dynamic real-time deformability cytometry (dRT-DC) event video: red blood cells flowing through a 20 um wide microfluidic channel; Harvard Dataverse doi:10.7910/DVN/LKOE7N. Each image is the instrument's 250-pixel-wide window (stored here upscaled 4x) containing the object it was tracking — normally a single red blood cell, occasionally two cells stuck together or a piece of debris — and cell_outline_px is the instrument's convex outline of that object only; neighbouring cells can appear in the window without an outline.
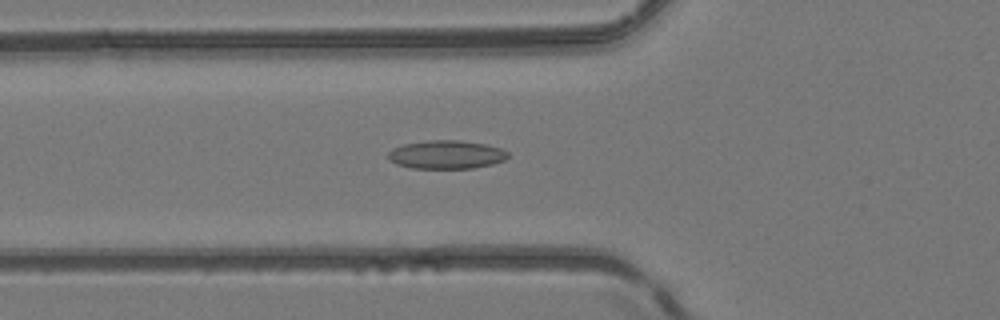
{"species": "common noctule bat (a hibernating species)", "species_latin": "Nyctalus noctula", "temperature_condition": "room temperature", "stored_images_in_passage": 51, "camera_frame_rate_fps": 3000, "um_per_image_px": 0.085, "animal": {"sex": "female", "body_mass_g": 24.6, "forearm_length_mm": 56.2}, "frame": {"image": 1, "passage_image": 19, "time_ms": 6.0, "image_size_px": [1000, 320], "cell_outline_px": [[508, 156], [504, 160], [492, 164], [472, 168], [412, 168], [396, 164], [388, 160], [388, 152], [392, 148], [404, 144], [428, 140], [460, 140], [488, 144], [500, 148], [508, 152]], "centroid_in_image_um": [37.92, 13.13], "position_along_channel_um": 87.9, "area_um2": 19.94}}
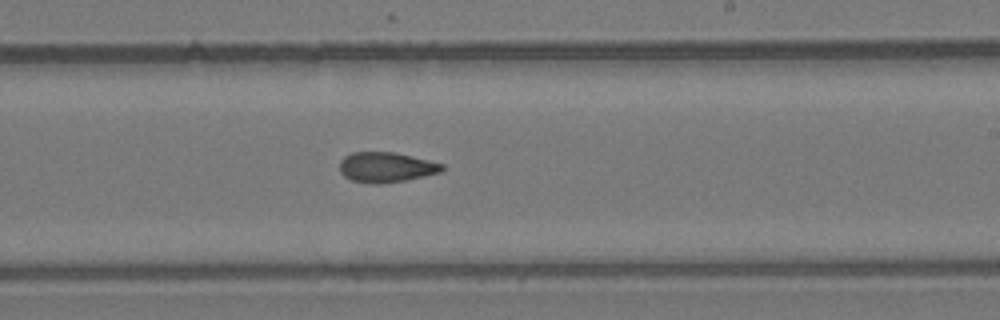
{"frame": {"image": 2, "passage_image": 31, "time_ms": 10.0, "image_size_px": [1000, 320], "cell_outline_px": [[444, 168], [440, 172], [408, 180], [380, 184], [372, 184], [352, 180], [344, 176], [340, 172], [340, 160], [344, 156], [352, 152], [396, 152], [444, 164]], "centroid_in_image_um": [32.81, 14.21], "position_along_channel_um": 256.2, "area_um2": 18.09}}
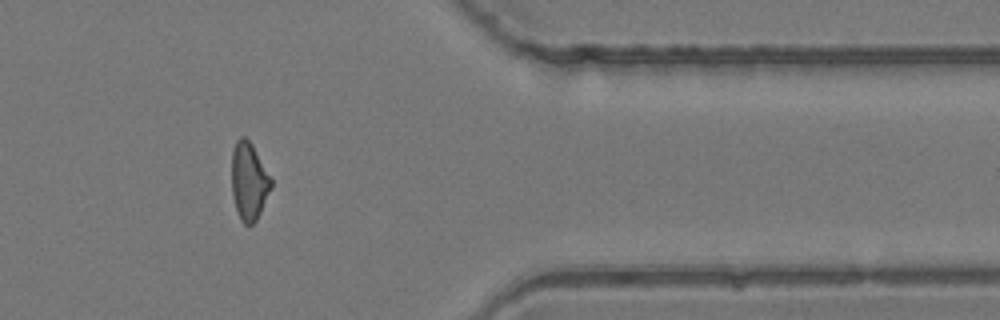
{"frame": {"image": 3, "passage_image": 42, "time_ms": 13.667, "image_size_px": [1000, 320], "cell_outline_px": [[272, 188], [256, 220], [252, 224], [244, 224], [240, 220], [232, 196], [232, 152], [236, 140], [240, 136], [244, 136], [252, 144], [272, 180]], "centroid_in_image_um": [21.15, 15.4], "position_along_channel_um": 390.2, "area_um2": 17.74}, "authors_computed_cell_mechanics": {"area_um2": 18.3226, "velocity_mm_per_s": 4.1838, "shape_relaxation_time_tau1_ms": null, "shape_relaxation_time_tau2_ms": 4.0781, "deformation_change_tau1": null, "deformation_change_tau2": 0.1283}}